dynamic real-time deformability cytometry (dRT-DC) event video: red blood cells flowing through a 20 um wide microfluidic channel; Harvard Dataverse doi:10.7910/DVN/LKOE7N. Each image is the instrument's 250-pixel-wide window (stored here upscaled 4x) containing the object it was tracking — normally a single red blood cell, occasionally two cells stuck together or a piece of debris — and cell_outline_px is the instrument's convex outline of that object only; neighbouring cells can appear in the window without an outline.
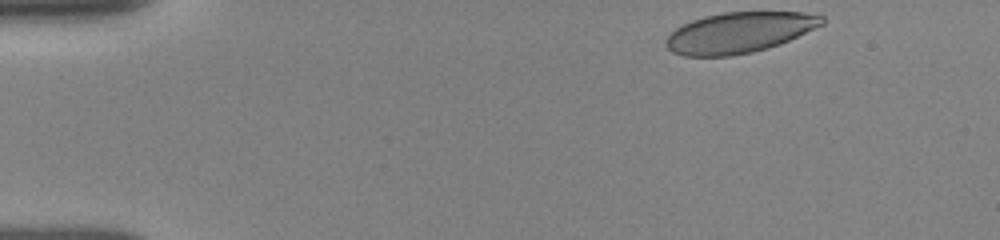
{"species": "human", "species_latin": "Homo sapiens", "temperature_condition": "room temperature", "stored_images_in_passage": 10, "camera_frame_rate_fps": 3000, "um_per_image_px": 0.085, "donor": {"sex": "female"}, "frame": {"image": 1, "passage_image": 1, "time_ms": 0.0, "image_size_px": [1000, 240], "cell_outline_px": [[824, 24], [788, 40], [768, 48], [752, 52], [732, 56], [684, 56], [672, 52], [664, 44], [664, 40], [676, 28], [692, 20], [704, 16], [724, 12], [820, 12], [824, 16]], "centroid_in_image_um": [62.85, 2.76], "position_along_channel_um": 22.1, "area_um2": 37.11}}
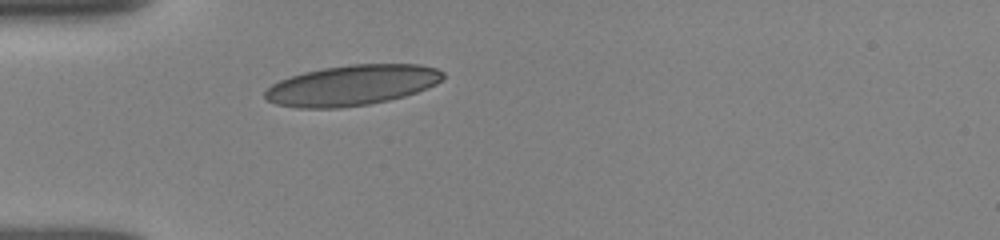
{"frame": {"image": 2, "passage_image": 8, "time_ms": 3.0, "image_size_px": [1000, 240], "cell_outline_px": [[444, 76], [436, 84], [428, 88], [404, 96], [388, 100], [368, 104], [340, 108], [300, 108], [276, 104], [268, 100], [264, 96], [264, 92], [272, 84], [280, 80], [304, 72], [324, 68], [352, 64], [420, 64], [436, 68], [444, 72]], "centroid_in_image_um": [29.93, 7.25], "position_along_channel_um": 55.1, "area_um2": 41.79}}